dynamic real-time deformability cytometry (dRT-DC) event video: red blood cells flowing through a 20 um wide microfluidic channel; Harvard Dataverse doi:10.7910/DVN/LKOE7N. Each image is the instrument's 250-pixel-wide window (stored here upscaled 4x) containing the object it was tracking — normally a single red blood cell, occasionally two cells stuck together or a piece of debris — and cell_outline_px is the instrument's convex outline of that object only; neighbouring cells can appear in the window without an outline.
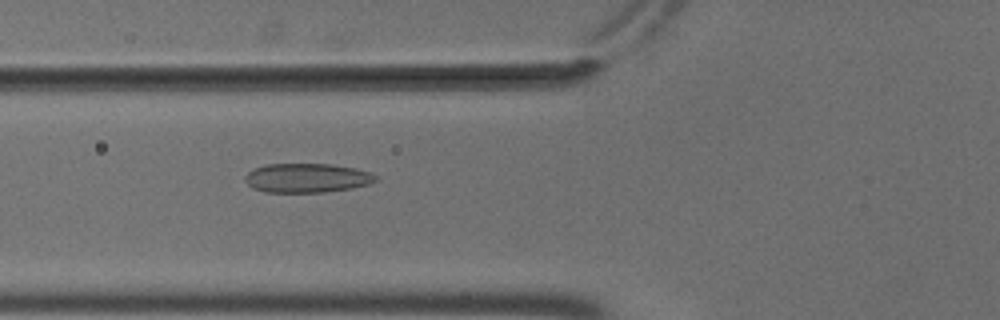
{"species": "common noctule bat (a hibernating species)", "species_latin": "Nyctalus noctula", "temperature_condition": "cold", "stored_images_in_passage": 55, "camera_frame_rate_fps": 3000, "um_per_image_px": 0.085, "animal": {"sex": "male", "body_mass_g": 18.8}, "frame": {"image": 1, "passage_image": 21, "time_ms": 6.667, "image_size_px": [1000, 320], "cell_outline_px": [[380, 180], [368, 184], [352, 188], [324, 192], [264, 192], [252, 188], [244, 180], [244, 176], [248, 172], [256, 168], [268, 164], [332, 164], [356, 168], [372, 172]], "centroid_in_image_um": [26.12, 15.13], "position_along_channel_um": 99.7, "area_um2": 22.37}}
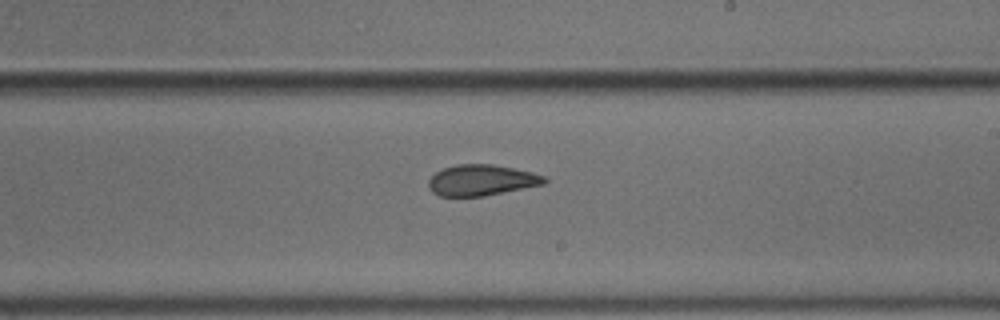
{"frame": {"image": 2, "passage_image": 33, "time_ms": 10.667, "image_size_px": [1000, 320], "cell_outline_px": [[548, 180], [544, 184], [484, 196], [440, 196], [432, 192], [428, 188], [428, 180], [436, 172], [444, 168], [456, 164], [492, 164], [532, 172], [544, 176]], "centroid_in_image_um": [40.91, 15.31], "position_along_channel_um": 248.1, "area_um2": 20.81}}
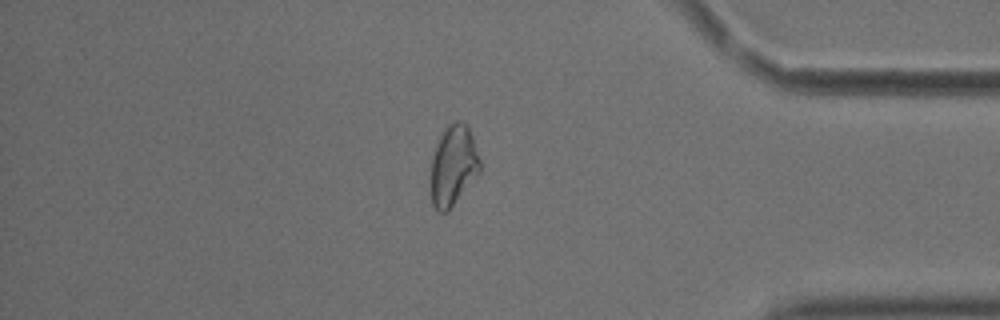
{"frame": {"image": 3, "passage_image": 47, "time_ms": 15.333, "image_size_px": [1000, 320], "cell_outline_px": [[480, 172], [448, 212], [436, 212], [432, 204], [432, 156], [436, 144], [444, 128], [448, 124], [456, 120], [460, 120], [468, 124], [480, 160]], "centroid_in_image_um": [38.54, 14.05], "position_along_channel_um": 396.7, "area_um2": 23.06}}